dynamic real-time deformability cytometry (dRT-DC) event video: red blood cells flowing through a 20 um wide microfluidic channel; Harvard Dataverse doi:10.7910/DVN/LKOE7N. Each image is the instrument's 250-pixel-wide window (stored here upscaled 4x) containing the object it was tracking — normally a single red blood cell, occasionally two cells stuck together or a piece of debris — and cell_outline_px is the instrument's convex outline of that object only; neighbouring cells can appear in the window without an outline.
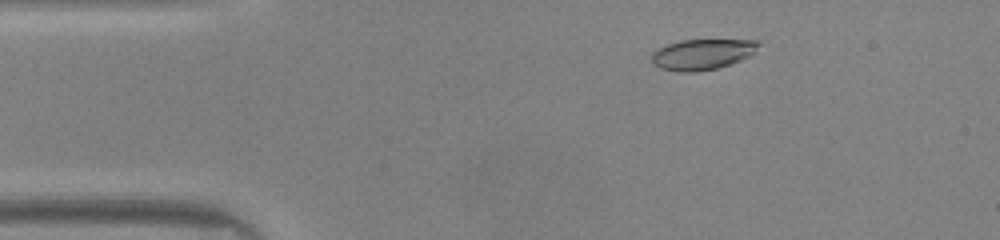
{"species": "common noctule bat (a hibernating species)", "species_latin": "Nyctalus noctula", "temperature_condition": "warm", "stored_images_in_passage": 48, "camera_frame_rate_fps": 3000, "um_per_image_px": 0.085, "animal": {"sex": "male", "body_mass_g": 20.0, "forearm_length_mm": 53.3}, "frame": {"image": 1, "passage_image": 7, "time_ms": 2.0, "image_size_px": [1000, 240], "cell_outline_px": [[760, 44], [752, 56], [732, 64], [716, 68], [696, 72], [680, 72], [660, 68], [652, 64], [652, 52], [668, 44], [680, 40], [756, 40]], "centroid_in_image_um": [59.71, 4.62], "position_along_channel_um": 25.3, "area_um2": 19.19}}
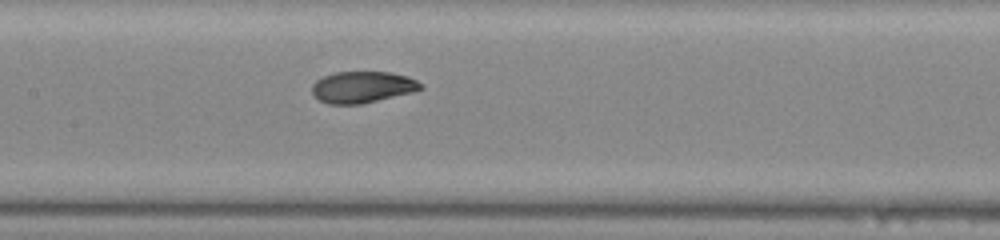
{"frame": {"image": 2, "passage_image": 22, "time_ms": 7.0, "image_size_px": [1000, 240], "cell_outline_px": [[424, 88], [412, 92], [360, 104], [328, 104], [320, 100], [312, 92], [312, 84], [316, 80], [332, 72], [392, 72], [408, 76], [424, 84]], "centroid_in_image_um": [30.82, 7.39], "position_along_channel_um": 176.6, "area_um2": 19.94}}
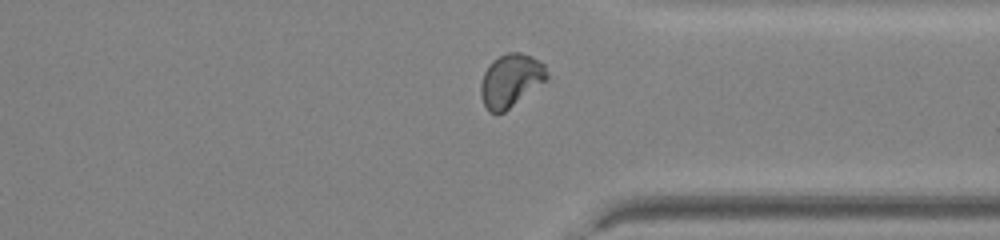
{"frame": {"image": 3, "passage_image": 36, "time_ms": 11.667, "image_size_px": [1000, 240], "cell_outline_px": [[548, 80], [504, 112], [488, 112], [480, 96], [480, 84], [484, 72], [492, 60], [508, 52], [520, 52], [532, 56], [544, 64], [548, 72]], "centroid_in_image_um": [43.42, 6.83], "position_along_channel_um": 368.0, "area_um2": 20.58}, "authors_computed_cell_mechanics": {"area_um2": 20.4612, "velocity_mm_per_s": 4.1521, "shape_relaxation_time_tau1_ms": 4.1134, "shape_relaxation_time_tau2_ms": 0.9284, "deformation_change_tau1": 0.1844, "deformation_change_tau2": 0.0446}}